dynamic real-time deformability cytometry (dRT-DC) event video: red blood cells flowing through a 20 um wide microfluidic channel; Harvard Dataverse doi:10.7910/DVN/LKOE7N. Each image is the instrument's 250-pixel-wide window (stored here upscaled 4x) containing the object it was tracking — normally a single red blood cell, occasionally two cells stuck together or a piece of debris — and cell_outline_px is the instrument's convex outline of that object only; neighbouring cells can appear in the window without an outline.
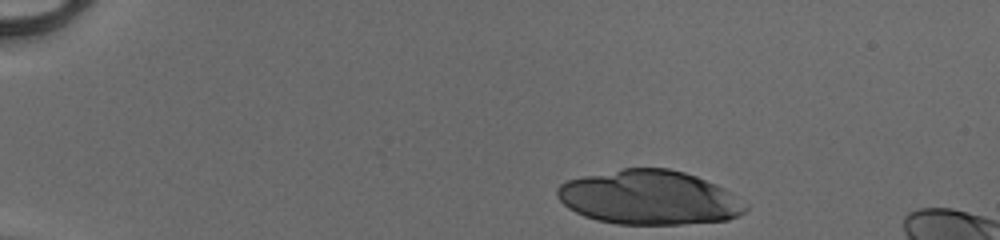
{"species": "human", "species_latin": "Homo sapiens", "temperature_condition": "cold", "stored_images_in_passage": 13, "camera_frame_rate_fps": 3000, "um_per_image_px": 0.085, "donor": {"sex": "male"}, "frame": {"image": 1, "passage_image": 1, "time_ms": 0.0, "image_size_px": [1000, 240], "cell_outline_px": [[748, 208], [744, 212], [728, 220], [680, 224], [616, 224], [596, 220], [584, 216], [568, 208], [556, 196], [556, 188], [560, 184], [568, 180], [584, 176], [624, 168], [668, 168], [684, 172], [696, 176], [716, 184], [724, 188], [748, 204]], "centroid_in_image_um": [55.18, 16.79], "position_along_channel_um": 29.8, "area_um2": 59.53}}